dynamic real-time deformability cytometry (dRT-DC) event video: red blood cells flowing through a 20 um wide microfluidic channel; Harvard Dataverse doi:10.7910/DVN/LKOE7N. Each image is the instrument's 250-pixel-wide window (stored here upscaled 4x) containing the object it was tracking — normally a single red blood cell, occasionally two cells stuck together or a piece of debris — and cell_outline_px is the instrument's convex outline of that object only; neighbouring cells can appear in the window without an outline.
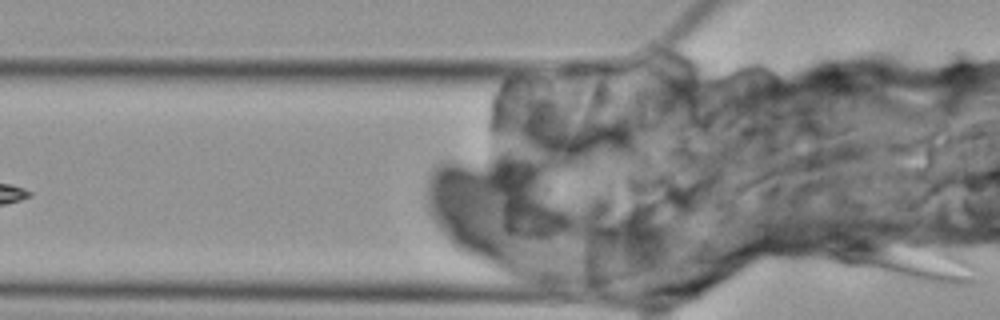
{"species": "Egyptian fruit bat (a non-hibernating species)", "species_latin": "Rousettus aegyptiacus", "temperature_condition": "cold", "stored_images_in_passage": 3, "camera_frame_rate_fps": 3000, "um_per_image_px": 0.085, "animal": {"sex": "female"}, "frame": {"image": 1, "passage_image": 3, "time_ms": 2.333, "image_size_px": [1000, 320], "cell_outline_px": [[976, 280], [968, 284], [936, 284], [908, 280], [844, 264], [836, 260], [824, 248], [820, 228], [820, 224], [824, 224], [944, 248], [956, 252], [964, 256], [976, 268]], "centroid_in_image_um": [76.27, 21.84], "position_along_channel_um": 49.5, "area_um2": 38.67}}